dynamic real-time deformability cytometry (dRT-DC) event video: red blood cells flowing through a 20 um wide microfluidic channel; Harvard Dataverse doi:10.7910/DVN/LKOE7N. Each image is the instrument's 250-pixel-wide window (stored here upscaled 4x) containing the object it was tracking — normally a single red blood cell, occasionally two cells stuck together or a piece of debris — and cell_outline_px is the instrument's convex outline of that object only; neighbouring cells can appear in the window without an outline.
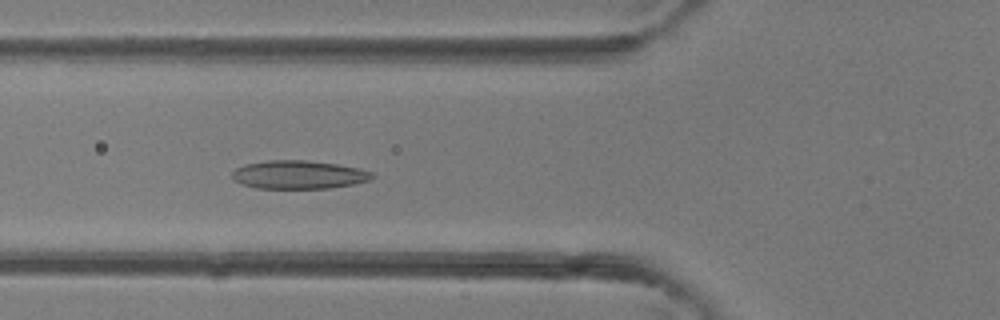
{"species": "common noctule bat (a hibernating species)", "species_latin": "Nyctalus noctula", "temperature_condition": "room temperature", "stored_images_in_passage": 29, "camera_frame_rate_fps": 3000, "um_per_image_px": 0.085, "animal": {"sex": "female"}, "frame": {"image": 1, "passage_image": 3, "time_ms": 0.667, "image_size_px": [1000, 320], "cell_outline_px": [[376, 176], [368, 180], [356, 184], [328, 188], [256, 188], [240, 184], [232, 176], [232, 172], [236, 168], [244, 164], [268, 160], [304, 160], [336, 164], [360, 168], [372, 172]], "centroid_in_image_um": [25.4, 14.85], "position_along_channel_um": 100.4, "area_um2": 23.18}}
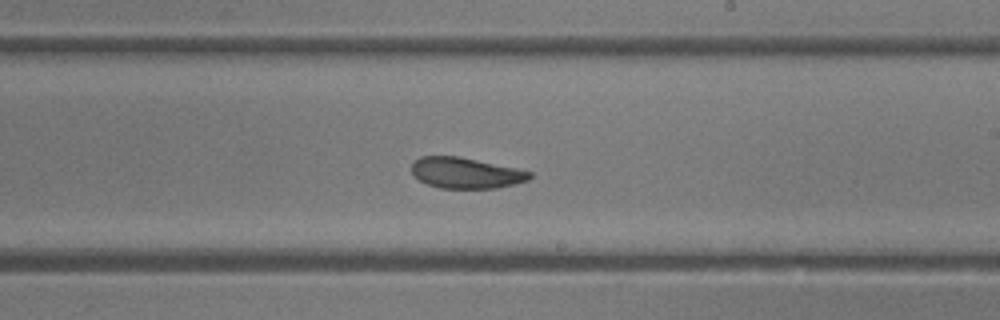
{"frame": {"image": 2, "passage_image": 12, "time_ms": 3.667, "image_size_px": [1000, 320], "cell_outline_px": [[532, 176], [528, 180], [496, 188], [440, 188], [428, 184], [420, 180], [412, 172], [412, 164], [420, 156], [460, 156], [516, 168], [532, 172]], "centroid_in_image_um": [39.6, 14.69], "position_along_channel_um": 249.4, "area_um2": 21.04}}
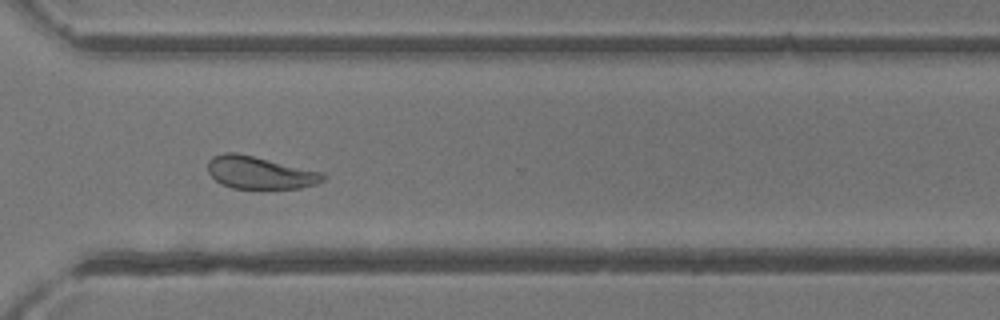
{"frame": {"image": 3, "passage_image": 18, "time_ms": 5.667, "image_size_px": [1000, 320], "cell_outline_px": [[324, 180], [316, 184], [300, 188], [232, 188], [220, 184], [208, 172], [208, 160], [212, 156], [224, 152], [236, 152], [324, 172]], "centroid_in_image_um": [22.07, 14.66], "position_along_channel_um": 348.5, "area_um2": 21.85}}